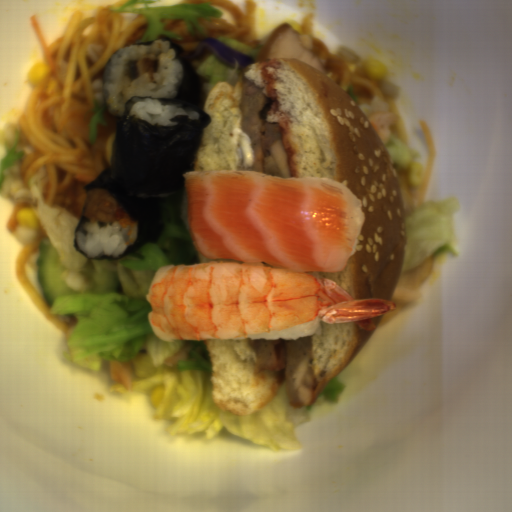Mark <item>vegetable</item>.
Segmentation results:
<instances>
[{
	"instance_id": "3",
	"label": "vegetable",
	"mask_w": 512,
	"mask_h": 512,
	"mask_svg": "<svg viewBox=\"0 0 512 512\" xmlns=\"http://www.w3.org/2000/svg\"><path fill=\"white\" fill-rule=\"evenodd\" d=\"M110 9L114 12L144 15L148 27L143 36L133 44L156 39H173L181 42V36L165 30L170 19H182L185 21L186 31L195 35H206V30L199 23L200 19H214L225 14L222 9L213 6L211 1L161 5L156 0H130L124 6H110Z\"/></svg>"
},
{
	"instance_id": "6",
	"label": "vegetable",
	"mask_w": 512,
	"mask_h": 512,
	"mask_svg": "<svg viewBox=\"0 0 512 512\" xmlns=\"http://www.w3.org/2000/svg\"><path fill=\"white\" fill-rule=\"evenodd\" d=\"M391 158L393 168L410 169L412 164L419 160L420 153L411 145L401 140L393 133L386 146H383Z\"/></svg>"
},
{
	"instance_id": "2",
	"label": "vegetable",
	"mask_w": 512,
	"mask_h": 512,
	"mask_svg": "<svg viewBox=\"0 0 512 512\" xmlns=\"http://www.w3.org/2000/svg\"><path fill=\"white\" fill-rule=\"evenodd\" d=\"M463 211L457 198L425 202L404 215L407 249L398 277L442 255L460 258L453 218Z\"/></svg>"
},
{
	"instance_id": "1",
	"label": "vegetable",
	"mask_w": 512,
	"mask_h": 512,
	"mask_svg": "<svg viewBox=\"0 0 512 512\" xmlns=\"http://www.w3.org/2000/svg\"><path fill=\"white\" fill-rule=\"evenodd\" d=\"M43 182V172L28 178V196L39 227L67 270L69 294L58 297L49 309L51 315L74 321L63 357L96 371L111 361H130L137 374L131 387L137 394L163 389L153 417L169 422V436L204 439L229 433L256 444L301 449L296 428L308 423L312 412L337 402L344 381L337 377L310 406L293 405L285 386L253 412L234 414L212 399L206 339L162 340L150 325L152 308L146 295L155 272L166 265L198 264L187 194L169 207L157 242L117 259H89L74 246L79 221L48 200Z\"/></svg>"
},
{
	"instance_id": "5",
	"label": "vegetable",
	"mask_w": 512,
	"mask_h": 512,
	"mask_svg": "<svg viewBox=\"0 0 512 512\" xmlns=\"http://www.w3.org/2000/svg\"><path fill=\"white\" fill-rule=\"evenodd\" d=\"M1 138L6 156L0 161V191L4 184L7 170L21 164L26 153L22 148L21 129L15 124L5 125Z\"/></svg>"
},
{
	"instance_id": "7",
	"label": "vegetable",
	"mask_w": 512,
	"mask_h": 512,
	"mask_svg": "<svg viewBox=\"0 0 512 512\" xmlns=\"http://www.w3.org/2000/svg\"><path fill=\"white\" fill-rule=\"evenodd\" d=\"M106 103L104 100H97L93 103V114L89 122V143L90 146L94 145L97 135V124H103L107 126L104 120V110L106 109Z\"/></svg>"
},
{
	"instance_id": "4",
	"label": "vegetable",
	"mask_w": 512,
	"mask_h": 512,
	"mask_svg": "<svg viewBox=\"0 0 512 512\" xmlns=\"http://www.w3.org/2000/svg\"><path fill=\"white\" fill-rule=\"evenodd\" d=\"M217 40L242 54L253 57L254 62L250 66L243 69H240L237 64L235 67H230L224 64L211 53L195 68L198 73L208 77L210 80L209 83L204 85V92L207 101L218 84L225 81H228L232 84L236 82L252 65H256L258 55L262 49L260 47H249L228 36L220 37Z\"/></svg>"
}]
</instances>
